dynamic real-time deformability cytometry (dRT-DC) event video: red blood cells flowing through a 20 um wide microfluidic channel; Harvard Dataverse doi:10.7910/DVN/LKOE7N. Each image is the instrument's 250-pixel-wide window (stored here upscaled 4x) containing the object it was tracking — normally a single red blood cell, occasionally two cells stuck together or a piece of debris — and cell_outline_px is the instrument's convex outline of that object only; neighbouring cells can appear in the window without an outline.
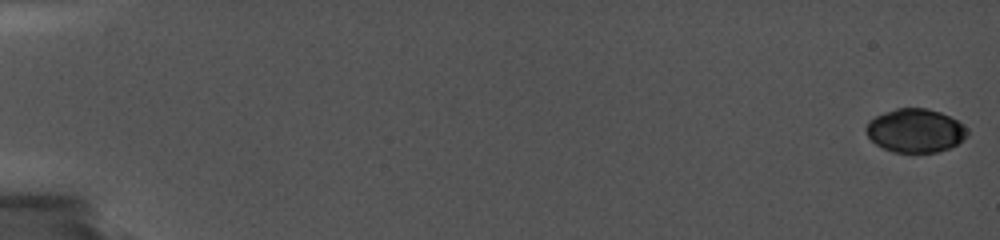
{"species": "common noctule bat (a hibernating species)", "species_latin": "Nyctalus noctula", "temperature_condition": "cold", "stored_images_in_passage": 17, "camera_frame_rate_fps": 5000, "um_per_image_px": 0.085, "animal": {"sex": "female", "body_mass_g": 19.0, "forearm_length_mm": 56.7}, "frame": {"image": 1, "passage_image": 1, "time_ms": 0.0, "image_size_px": [1000, 240], "cell_outline_px": [[968, 136], [964, 140], [948, 148], [936, 152], [892, 152], [876, 144], [868, 136], [864, 128], [868, 120], [884, 112], [896, 108], [928, 108], [940, 112], [956, 120], [968, 128]], "centroid_in_image_um": [77.79, 11.09], "position_along_channel_um": 7.2, "area_um2": 25.78}}
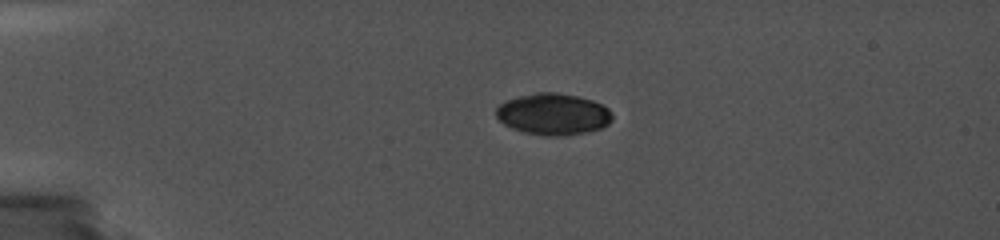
{"frame": {"image": 2, "passage_image": 12, "time_ms": 4.6, "image_size_px": [1000, 240], "cell_outline_px": [[612, 120], [608, 124], [600, 128], [568, 136], [544, 136], [524, 132], [512, 128], [504, 124], [496, 116], [496, 108], [504, 100], [536, 92], [556, 92], [576, 96], [592, 100], [608, 108], [612, 112]], "centroid_in_image_um": [47.01, 9.7], "position_along_channel_um": 38.0, "area_um2": 28.15}}